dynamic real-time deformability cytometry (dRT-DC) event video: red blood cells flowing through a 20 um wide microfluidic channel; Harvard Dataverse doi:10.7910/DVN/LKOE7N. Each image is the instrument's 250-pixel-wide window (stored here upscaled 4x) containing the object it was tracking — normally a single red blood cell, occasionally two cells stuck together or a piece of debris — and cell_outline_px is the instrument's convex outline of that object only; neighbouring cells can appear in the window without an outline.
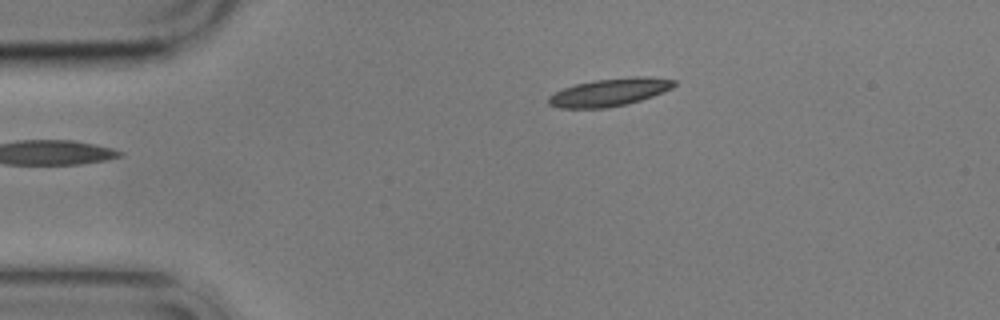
{"species": "common noctule bat (a hibernating species)", "species_latin": "Nyctalus noctula", "temperature_condition": "cold", "stored_images_in_passage": 3, "camera_frame_rate_fps": 3000, "um_per_image_px": 0.085, "animal": {"sex": "male", "body_mass_g": 17.9}, "frame": {"image": 1, "passage_image": 3, "time_ms": 3.0, "image_size_px": [1000, 320], "cell_outline_px": [[676, 84], [672, 88], [664, 92], [628, 104], [608, 108], [560, 108], [548, 104], [548, 96], [564, 88], [576, 84], [596, 80], [632, 76], [648, 76], [676, 80]], "centroid_in_image_um": [51.84, 7.84], "position_along_channel_um": 33.2, "area_um2": 20.35}}